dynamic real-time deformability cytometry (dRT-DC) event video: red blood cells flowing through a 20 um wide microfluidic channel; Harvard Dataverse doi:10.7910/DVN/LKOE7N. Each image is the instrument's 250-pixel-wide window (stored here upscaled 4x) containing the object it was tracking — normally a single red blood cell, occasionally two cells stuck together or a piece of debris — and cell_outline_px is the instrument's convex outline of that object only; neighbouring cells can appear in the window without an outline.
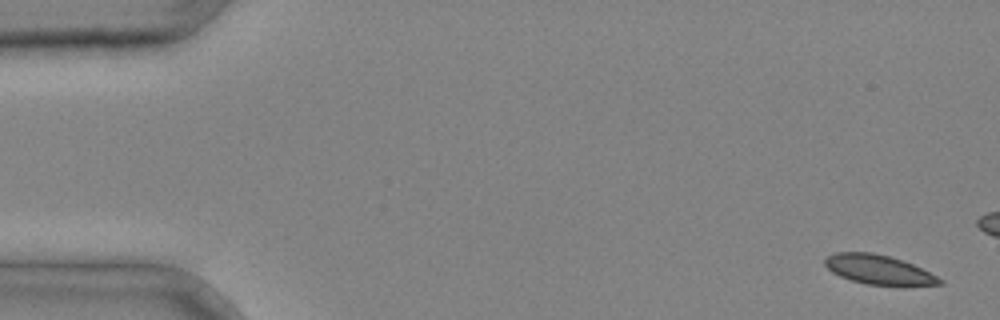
{"species": "common noctule bat (a hibernating species)", "species_latin": "Nyctalus noctula", "temperature_condition": "cold", "stored_images_in_passage": 4, "camera_frame_rate_fps": 3000, "um_per_image_px": 0.085, "animal": {"sex": "male", "body_mass_g": 20.4}, "frame": {"image": 1, "passage_image": 1, "time_ms": 0.0, "image_size_px": [1000, 320], "cell_outline_px": [[944, 284], [868, 284], [852, 280], [840, 276], [832, 272], [824, 264], [824, 260], [828, 256], [836, 252], [872, 252], [888, 256], [912, 264], [944, 280]], "centroid_in_image_um": [74.62, 22.89], "position_along_channel_um": 10.4, "area_um2": 18.96}}